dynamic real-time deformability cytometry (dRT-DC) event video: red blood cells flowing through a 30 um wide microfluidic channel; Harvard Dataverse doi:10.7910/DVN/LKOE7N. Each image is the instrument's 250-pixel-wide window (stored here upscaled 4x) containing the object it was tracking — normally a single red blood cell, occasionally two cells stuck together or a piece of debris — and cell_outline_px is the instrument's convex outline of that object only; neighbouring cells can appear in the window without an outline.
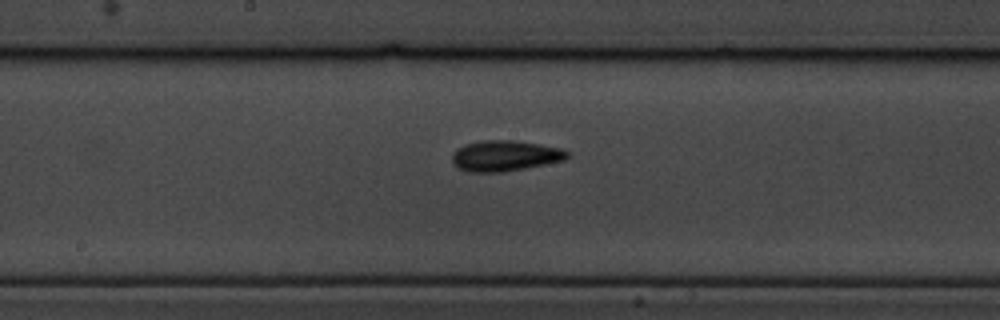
{"species": "common noctule bat (a hibernating species)", "species_latin": "Nyctalus noctula", "temperature_condition": "cold", "stored_images_in_passage": 12, "camera_frame_rate_fps": 3000, "um_per_image_px": 0.085, "animal": {"sex": "male", "body_mass_g": 19.5, "forearm_length_mm": 54.6}, "frame": {"image": 1, "passage_image": 11, "time_ms": 13.0, "image_size_px": [1000, 320], "cell_outline_px": [[568, 156], [564, 160], [504, 172], [468, 172], [460, 168], [452, 160], [452, 152], [456, 148], [464, 144], [480, 140], [512, 140], [540, 144], [560, 148], [568, 152]], "centroid_in_image_um": [42.88, 13.23], "position_along_channel_um": 205.3, "area_um2": 20.52}}
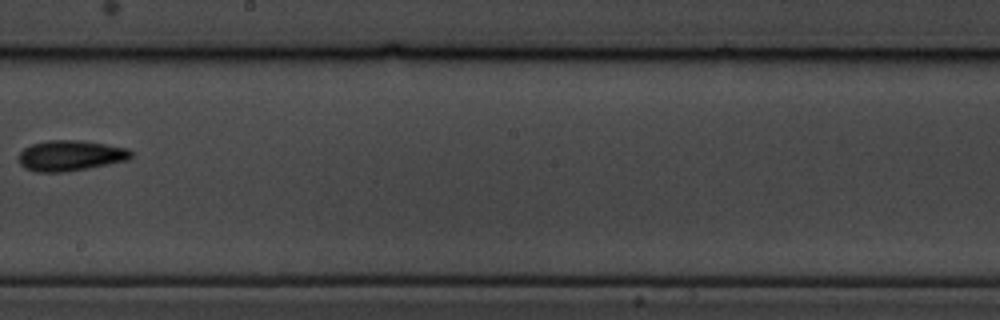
{"frame": {"image": 2, "passage_image": 12, "time_ms": 14.0, "image_size_px": [1000, 320], "cell_outline_px": [[132, 156], [128, 160], [88, 168], [64, 172], [36, 172], [24, 168], [20, 164], [20, 152], [24, 148], [32, 144], [48, 140], [76, 140], [104, 144], [128, 148], [132, 152]], "centroid_in_image_um": [5.98, 13.23], "position_along_channel_um": 242.2, "area_um2": 19.88}}